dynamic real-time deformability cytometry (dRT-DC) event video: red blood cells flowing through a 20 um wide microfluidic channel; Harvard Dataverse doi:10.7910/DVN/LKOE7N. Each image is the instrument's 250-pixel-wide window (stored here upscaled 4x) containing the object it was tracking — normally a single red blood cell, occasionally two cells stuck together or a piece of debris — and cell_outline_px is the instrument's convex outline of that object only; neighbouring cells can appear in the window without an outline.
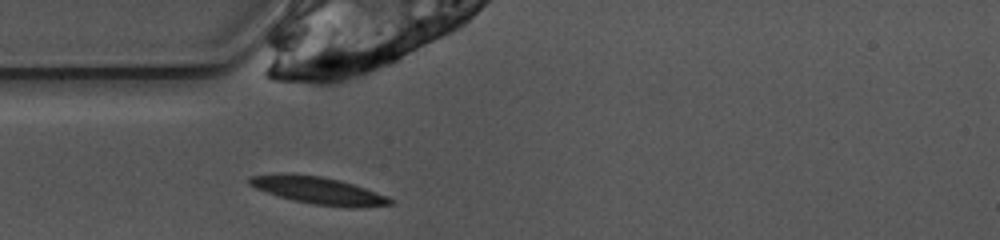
{"species": "common noctule bat (a hibernating species)", "species_latin": "Nyctalus noctula", "temperature_condition": "warm", "stored_images_in_passage": 38, "camera_frame_rate_fps": 3000, "um_per_image_px": 0.085, "animal": {"sex": "female", "body_mass_g": 10.0, "forearm_length_mm": 53.1}, "frame": {"image": 1, "passage_image": 1, "time_ms": 0.0, "image_size_px": [1000, 240], "cell_outline_px": [[392, 204], [352, 208], [348, 208], [316, 204], [292, 200], [256, 188], [248, 184], [248, 176], [284, 172], [292, 172], [320, 176], [340, 180], [388, 196], [392, 200]], "centroid_in_image_um": [27.01, 16.16], "position_along_channel_um": 58.0, "area_um2": 22.37}}
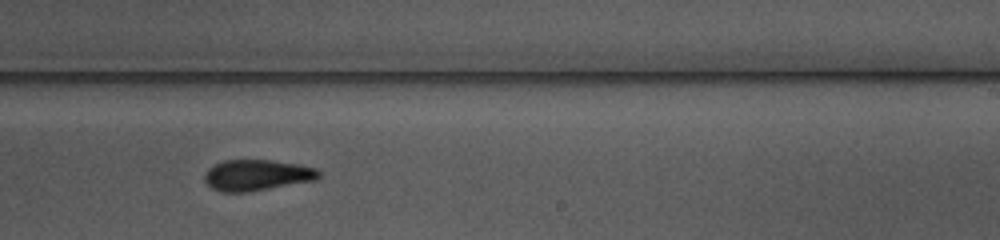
{"frame": {"image": 2, "passage_image": 17, "time_ms": 5.333, "image_size_px": [1000, 240], "cell_outline_px": [[320, 176], [316, 180], [248, 192], [220, 192], [212, 188], [204, 180], [204, 176], [208, 168], [212, 164], [224, 160], [268, 160], [296, 164], [316, 168], [320, 172]], "centroid_in_image_um": [21.8, 14.89], "position_along_channel_um": 267.2, "area_um2": 20.63}}
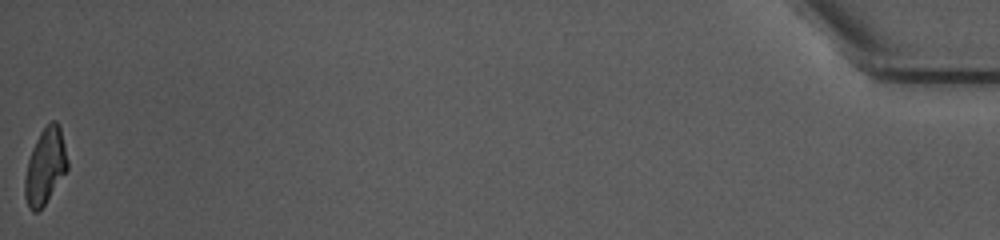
{"frame": {"image": 3, "passage_image": 38, "time_ms": 12.333, "image_size_px": [1000, 240], "cell_outline_px": [[68, 168], [44, 204], [36, 212], [32, 212], [28, 208], [24, 196], [24, 176], [28, 160], [32, 148], [40, 132], [52, 120], [56, 120], [60, 124], [68, 160]], "centroid_in_image_um": [3.83, 14.12], "position_along_channel_um": 431.4, "area_um2": 18.79}, "authors_computed_cell_mechanics": {"area_um2": 20.5479, "velocity_mm_per_s": 3.9187, "shape_relaxation_time_tau1_ms": 5.8782, "shape_relaxation_time_tau2_ms": 7.2085, "deformation_change_tau1": 0.1893, "deformation_change_tau2": 0.1558}}